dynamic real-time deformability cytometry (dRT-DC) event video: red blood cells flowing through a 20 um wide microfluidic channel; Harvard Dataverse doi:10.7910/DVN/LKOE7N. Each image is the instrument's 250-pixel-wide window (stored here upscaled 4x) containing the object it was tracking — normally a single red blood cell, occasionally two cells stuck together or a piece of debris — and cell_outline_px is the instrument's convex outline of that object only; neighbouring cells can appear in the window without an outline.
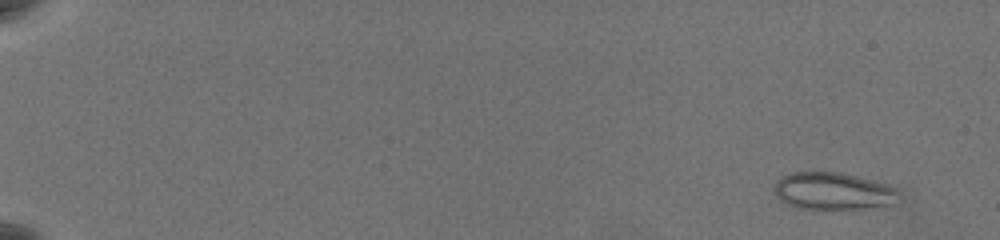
{"species": "common noctule bat (a hibernating species)", "species_latin": "Nyctalus noctula", "temperature_condition": "warm", "stored_images_in_passage": 14, "camera_frame_rate_fps": 3000, "um_per_image_px": 0.085, "animal": {"sex": "female", "body_mass_g": 19.5, "forearm_length_mm": 54.1}, "frame": {"image": 1, "passage_image": 14, "time_ms": 4.333, "image_size_px": [1000, 240], "cell_outline_px": [[896, 192], [888, 204], [860, 208], [828, 212], [824, 212], [796, 208], [780, 200], [772, 192], [772, 188], [776, 180], [792, 172], [844, 172], [888, 184], [896, 188]], "centroid_in_image_um": [70.67, 16.26], "position_along_channel_um": 14.3, "area_um2": 27.57}}